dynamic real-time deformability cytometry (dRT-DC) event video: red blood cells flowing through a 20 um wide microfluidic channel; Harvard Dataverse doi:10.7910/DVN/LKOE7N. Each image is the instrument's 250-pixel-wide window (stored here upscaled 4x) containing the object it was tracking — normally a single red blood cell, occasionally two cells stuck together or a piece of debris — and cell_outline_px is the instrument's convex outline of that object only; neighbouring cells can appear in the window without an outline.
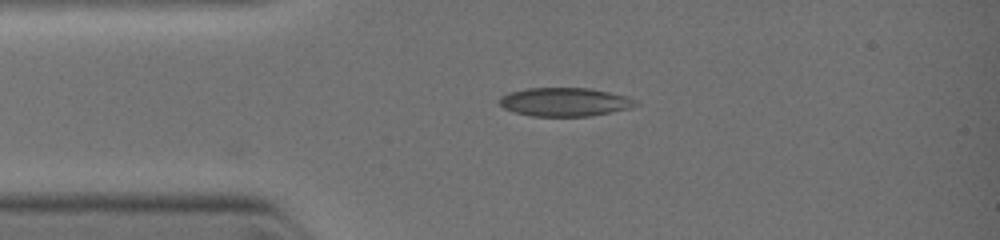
{"species": "common noctule bat (a hibernating species)", "species_latin": "Nyctalus noctula", "temperature_condition": "warm", "stored_images_in_passage": 2, "camera_frame_rate_fps": 3000, "um_per_image_px": 0.085, "animal": {"sex": "female", "body_mass_g": 19.0, "forearm_length_mm": 51.5}, "frame": {"image": 1, "passage_image": 1, "time_ms": 0.0, "image_size_px": [1000, 240], "cell_outline_px": [[640, 104], [628, 108], [592, 116], [532, 116], [516, 112], [504, 108], [500, 104], [500, 96], [508, 92], [528, 88], [588, 88], [608, 92], [624, 96]], "centroid_in_image_um": [47.95, 8.67], "position_along_channel_um": 37.0, "area_um2": 22.37}}